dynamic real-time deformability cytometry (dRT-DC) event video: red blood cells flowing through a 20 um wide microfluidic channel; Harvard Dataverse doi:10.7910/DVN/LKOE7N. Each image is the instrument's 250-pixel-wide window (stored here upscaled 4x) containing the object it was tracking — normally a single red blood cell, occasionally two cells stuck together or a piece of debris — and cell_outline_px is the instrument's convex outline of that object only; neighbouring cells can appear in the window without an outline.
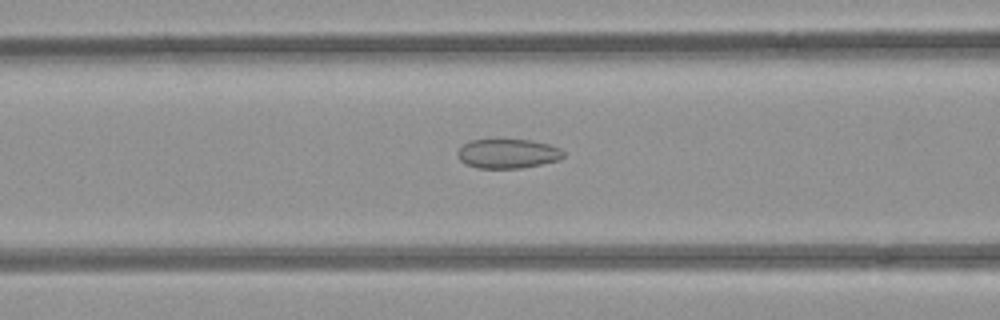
{"species": "common noctule bat (a hibernating species)", "species_latin": "Nyctalus noctula", "temperature_condition": "room temperature", "stored_images_in_passage": 44, "camera_frame_rate_fps": 3000, "um_per_image_px": 0.085, "animal": {"sex": "female", "body_mass_g": 21.9}, "frame": {"image": 1, "passage_image": 22, "time_ms": 7.0, "image_size_px": [1000, 320], "cell_outline_px": [[564, 156], [560, 160], [520, 168], [476, 168], [464, 164], [456, 156], [456, 152], [464, 144], [472, 140], [532, 140], [548, 144], [560, 148], [564, 152]], "centroid_in_image_um": [43.14, 13.07], "position_along_channel_um": 123.5, "area_um2": 18.15}}
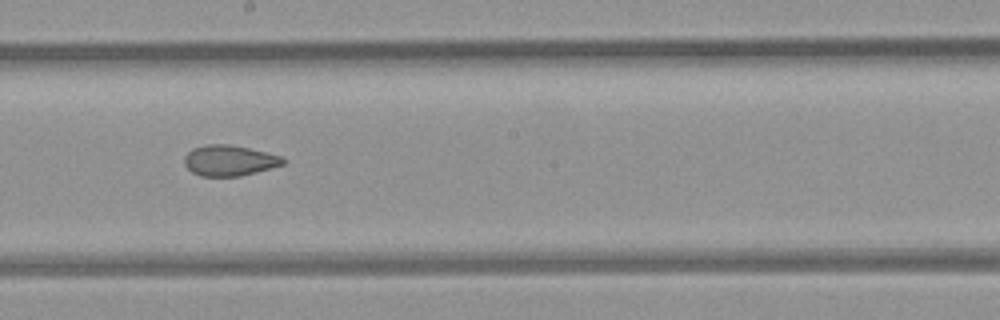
{"frame": {"image": 2, "passage_image": 30, "time_ms": 9.667, "image_size_px": [1000, 320], "cell_outline_px": [[288, 160], [284, 164], [256, 172], [240, 176], [200, 176], [192, 172], [184, 164], [184, 156], [192, 148], [204, 144], [228, 144], [248, 148], [280, 156]], "centroid_in_image_um": [19.47, 13.64], "position_along_channel_um": 228.7, "area_um2": 17.63}}
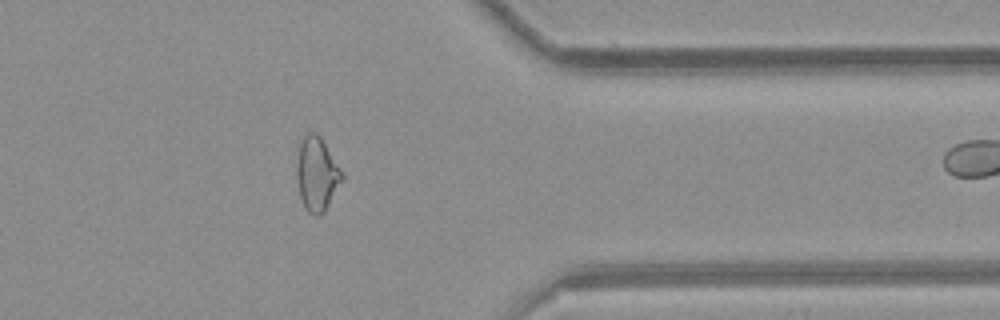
{"frame": {"image": 3, "passage_image": 43, "time_ms": 14.0, "image_size_px": [1000, 320], "cell_outline_px": [[344, 180], [324, 212], [320, 216], [316, 216], [308, 212], [304, 208], [300, 196], [296, 180], [296, 164], [300, 144], [304, 132], [316, 132], [320, 136], [344, 172]], "centroid_in_image_um": [26.94, 14.79], "position_along_channel_um": 384.5, "area_um2": 20.0}}